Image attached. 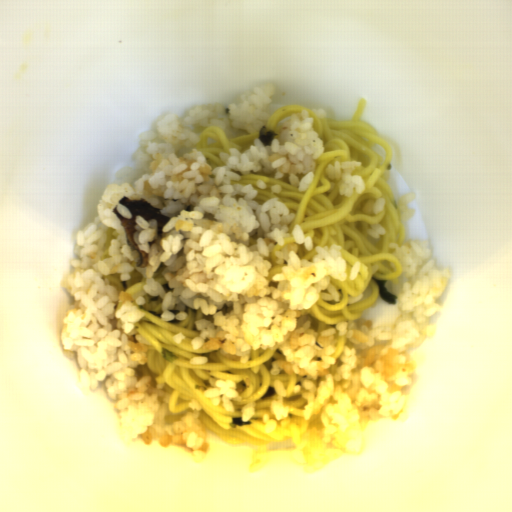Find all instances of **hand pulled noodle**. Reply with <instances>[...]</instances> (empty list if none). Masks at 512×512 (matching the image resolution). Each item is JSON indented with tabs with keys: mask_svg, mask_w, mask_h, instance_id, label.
Wrapping results in <instances>:
<instances>
[{
	"mask_svg": "<svg viewBox=\"0 0 512 512\" xmlns=\"http://www.w3.org/2000/svg\"><path fill=\"white\" fill-rule=\"evenodd\" d=\"M346 341H347L346 336L338 337L337 342H336L335 351L332 355L334 359L339 356H342Z\"/></svg>",
	"mask_w": 512,
	"mask_h": 512,
	"instance_id": "hand-pulled-noodle-8",
	"label": "hand pulled noodle"
},
{
	"mask_svg": "<svg viewBox=\"0 0 512 512\" xmlns=\"http://www.w3.org/2000/svg\"><path fill=\"white\" fill-rule=\"evenodd\" d=\"M197 133L200 140L194 148L204 153V158L212 170L225 165L221 153H228L231 148H236L242 154L250 149L256 139L260 140L259 130L240 137H227L225 131L217 125L202 127Z\"/></svg>",
	"mask_w": 512,
	"mask_h": 512,
	"instance_id": "hand-pulled-noodle-3",
	"label": "hand pulled noodle"
},
{
	"mask_svg": "<svg viewBox=\"0 0 512 512\" xmlns=\"http://www.w3.org/2000/svg\"><path fill=\"white\" fill-rule=\"evenodd\" d=\"M365 101L360 99L350 120H330L320 118L315 110L300 105H283L267 119L266 128L276 134L275 140L284 145L281 137L282 127L293 114L306 111L313 118L312 128L318 133L323 154L314 161V178L305 191L290 182L288 174L276 179L274 174L262 171L245 173L240 180L231 181L232 185L243 187L252 185L257 196L252 200L262 206L269 199L277 198L289 213H293L288 229L299 225L305 238L312 239V250L305 244H298L297 255L305 261H311L317 254L316 246H341L339 252L346 264V279L339 281L330 277L338 301L317 299L308 309L307 318L316 332H322L343 322H356L364 312L379 298L378 285L372 279L386 280L391 284H401L399 277L405 272L401 262L394 255L391 243L402 247L405 236V220L399 210L396 196L384 179L387 167L392 161L393 149L382 138L374 126L362 120ZM337 161H361V167L352 175L361 176L365 189L357 193L353 189L351 197L339 193L342 179L330 180L326 175L328 164ZM263 180L267 187L259 189L257 180ZM281 184V193H273L271 186ZM385 198L384 210L375 214L373 205L378 198ZM380 224L386 228L385 235L374 239L367 233L371 224ZM361 263L357 279L349 280V274L355 262ZM386 282V283H387ZM362 296L354 304L347 303V297Z\"/></svg>",
	"mask_w": 512,
	"mask_h": 512,
	"instance_id": "hand-pulled-noodle-1",
	"label": "hand pulled noodle"
},
{
	"mask_svg": "<svg viewBox=\"0 0 512 512\" xmlns=\"http://www.w3.org/2000/svg\"><path fill=\"white\" fill-rule=\"evenodd\" d=\"M117 230L114 227H107L106 229V240L102 245L103 248V256L101 260L108 259V253L111 245L112 239H114V234Z\"/></svg>",
	"mask_w": 512,
	"mask_h": 512,
	"instance_id": "hand-pulled-noodle-7",
	"label": "hand pulled noodle"
},
{
	"mask_svg": "<svg viewBox=\"0 0 512 512\" xmlns=\"http://www.w3.org/2000/svg\"><path fill=\"white\" fill-rule=\"evenodd\" d=\"M108 283L110 286H114L118 292L131 295L143 289L146 279L141 271L135 270L130 273L129 280H121L119 273H111L108 275Z\"/></svg>",
	"mask_w": 512,
	"mask_h": 512,
	"instance_id": "hand-pulled-noodle-4",
	"label": "hand pulled noodle"
},
{
	"mask_svg": "<svg viewBox=\"0 0 512 512\" xmlns=\"http://www.w3.org/2000/svg\"><path fill=\"white\" fill-rule=\"evenodd\" d=\"M283 242H284L283 245H280L277 243L276 246L273 248V250L271 252H268L267 260L272 265V267L269 270V276H267V278H266L268 281L272 280L275 275L282 272L283 266L285 265V264H277L276 263L277 256H275V252H278L285 245L294 244L296 241H295V239L290 237V238H286L285 240H283Z\"/></svg>",
	"mask_w": 512,
	"mask_h": 512,
	"instance_id": "hand-pulled-noodle-5",
	"label": "hand pulled noodle"
},
{
	"mask_svg": "<svg viewBox=\"0 0 512 512\" xmlns=\"http://www.w3.org/2000/svg\"><path fill=\"white\" fill-rule=\"evenodd\" d=\"M145 304L136 306L142 313V318L135 324L136 331L148 340L149 348L146 353L147 361L136 368V380L145 376L152 379L155 387L163 384L165 393L169 395L166 422L173 424L185 416L189 401L196 400L200 405L199 419L204 428L215 437L228 445L248 444L259 446L283 441L291 437V426L301 420L306 406L305 390L300 375L286 373L280 370L272 374V362L285 359L280 345L266 349L251 350L246 364L240 357L227 358L216 350H194L191 341L201 336L196 327L197 320L206 319L214 323L213 316L204 315L201 308L185 309L183 320L163 321L164 300L160 295H143ZM183 333L185 339L176 344L173 339L178 333ZM169 349L176 354V361L168 363L161 356V349ZM208 358L205 364H190L194 356ZM216 380H232L236 383L238 399H232L234 411L228 412L222 405H214L211 398L205 397V389L214 387ZM284 383L287 394L283 406L289 408V416L277 421L270 411L271 401L277 395L266 400L261 397L269 386L274 388V382ZM249 402L255 403V413L249 420L251 425L230 428L232 417H240L243 407ZM268 414L276 420L277 429L264 433L262 416Z\"/></svg>",
	"mask_w": 512,
	"mask_h": 512,
	"instance_id": "hand-pulled-noodle-2",
	"label": "hand pulled noodle"
},
{
	"mask_svg": "<svg viewBox=\"0 0 512 512\" xmlns=\"http://www.w3.org/2000/svg\"><path fill=\"white\" fill-rule=\"evenodd\" d=\"M167 267L164 263L161 262L158 269L155 271L152 279L164 287L166 294L172 291L173 288L170 287L169 281L164 277L163 270Z\"/></svg>",
	"mask_w": 512,
	"mask_h": 512,
	"instance_id": "hand-pulled-noodle-6",
	"label": "hand pulled noodle"
}]
</instances>
